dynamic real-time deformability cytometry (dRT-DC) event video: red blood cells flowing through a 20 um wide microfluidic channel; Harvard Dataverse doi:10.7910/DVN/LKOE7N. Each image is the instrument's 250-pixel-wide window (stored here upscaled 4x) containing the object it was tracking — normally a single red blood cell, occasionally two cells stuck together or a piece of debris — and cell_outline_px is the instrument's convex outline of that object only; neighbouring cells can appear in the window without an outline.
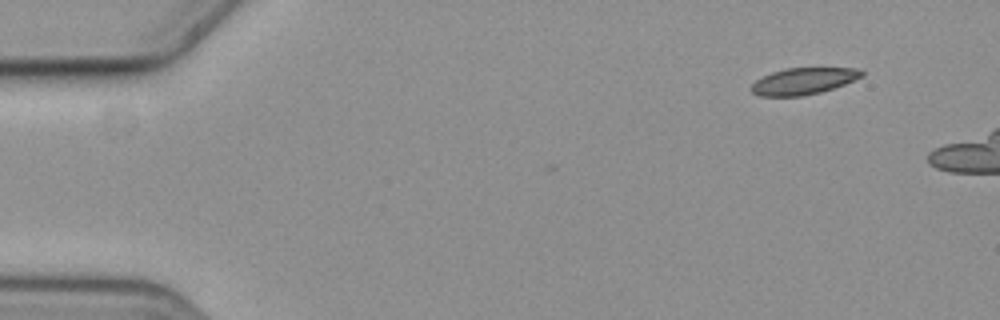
{"species": "common noctule bat (a hibernating species)", "species_latin": "Nyctalus noctula", "temperature_condition": "cold", "stored_images_in_passage": 4, "camera_frame_rate_fps": 3000, "um_per_image_px": 0.085, "animal": {"sex": "female", "body_mass_g": 19.3, "forearm_length_mm": 54.1}, "frame": {"image": 1, "passage_image": 1, "time_ms": 0.0, "image_size_px": [1000, 320], "cell_outline_px": [[864, 76], [844, 84], [820, 92], [804, 96], [756, 96], [748, 88], [756, 80], [772, 72], [784, 68], [860, 68], [864, 72]], "centroid_in_image_um": [68.27, 6.9], "position_along_channel_um": 16.7, "area_um2": 17.22}}